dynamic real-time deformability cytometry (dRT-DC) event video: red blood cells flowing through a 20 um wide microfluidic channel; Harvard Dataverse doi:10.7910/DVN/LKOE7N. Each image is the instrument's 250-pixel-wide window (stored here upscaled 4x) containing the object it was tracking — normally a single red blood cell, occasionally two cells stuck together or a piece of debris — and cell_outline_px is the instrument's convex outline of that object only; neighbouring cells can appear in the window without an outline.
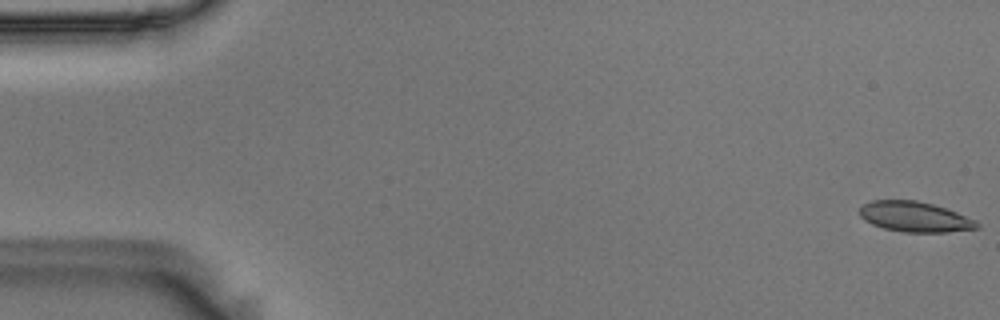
{"species": "Egyptian fruit bat (a non-hibernating species)", "species_latin": "Rousettus aegyptiacus", "temperature_condition": "room temperature", "stored_images_in_passage": 55, "camera_frame_rate_fps": 3000, "um_per_image_px": 0.085, "animal": {"sex": "male"}, "frame": {"image": 1, "passage_image": 1, "time_ms": 0.0, "image_size_px": [1000, 320], "cell_outline_px": [[980, 228], [948, 232], [904, 232], [884, 228], [872, 224], [864, 220], [860, 216], [860, 208], [864, 204], [872, 200], [916, 200], [932, 204], [956, 212], [976, 220], [980, 224]], "centroid_in_image_um": [77.77, 18.43], "position_along_channel_um": 7.2, "area_um2": 20.63}}
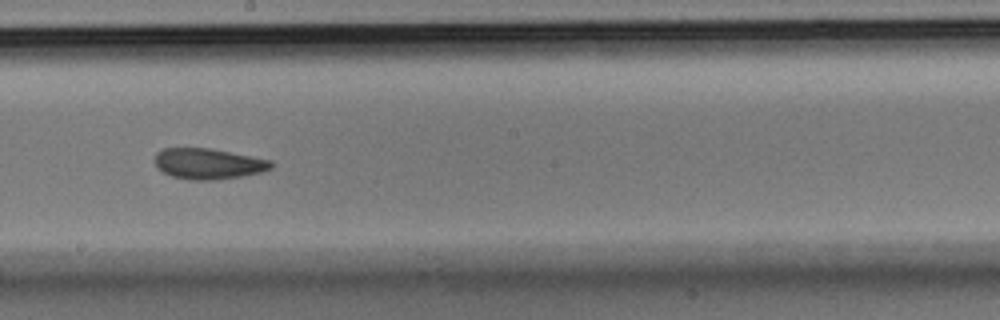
{"frame": {"image": 2, "passage_image": 31, "time_ms": 10.0, "image_size_px": [1000, 320], "cell_outline_px": [[272, 168], [260, 172], [240, 176], [216, 180], [188, 180], [172, 176], [164, 172], [152, 160], [156, 152], [164, 148], [212, 148], [272, 160]], "centroid_in_image_um": [17.69, 13.91], "position_along_channel_um": 230.5, "area_um2": 20.92}}
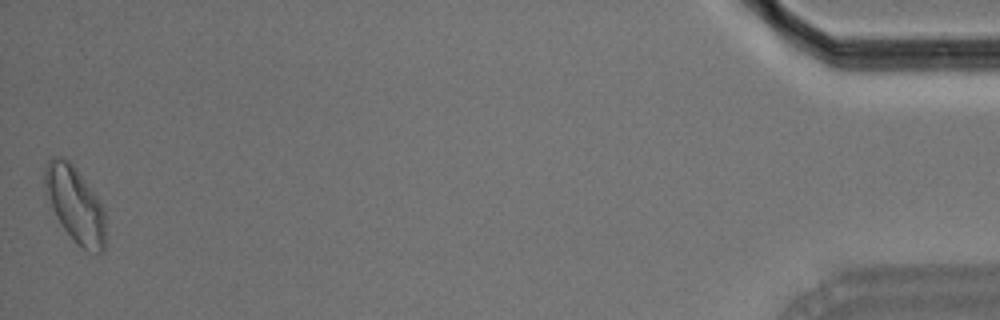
{"frame": {"image": 3, "passage_image": 55, "time_ms": 18.0, "image_size_px": [1000, 320], "cell_outline_px": [[104, 252], [88, 252], [80, 248], [64, 228], [56, 216], [44, 192], [44, 168], [48, 160], [52, 156], [60, 156], [68, 160], [76, 168], [96, 196], [104, 208]], "centroid_in_image_um": [6.35, 17.36], "position_along_channel_um": 428.8, "area_um2": 26.7}, "authors_computed_cell_mechanics": {"area_um2": 21.2126, "velocity_mm_per_s": 3.64, "shape_relaxation_time_tau1_ms": 7.3068, "shape_relaxation_time_tau2_ms": 2.7384, "deformation_change_tau1": 0.1439, "deformation_change_tau2": 0.0728}}